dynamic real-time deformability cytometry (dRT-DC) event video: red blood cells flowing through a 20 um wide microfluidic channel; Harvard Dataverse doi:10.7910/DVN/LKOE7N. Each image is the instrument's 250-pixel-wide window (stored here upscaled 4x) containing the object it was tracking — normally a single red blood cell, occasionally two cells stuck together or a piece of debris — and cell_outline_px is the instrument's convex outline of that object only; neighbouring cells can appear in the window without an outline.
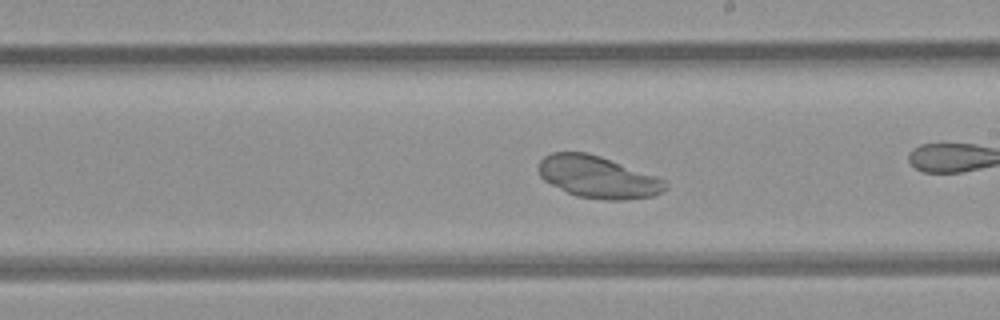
{"species": "common noctule bat (a hibernating species)", "species_latin": "Nyctalus noctula", "temperature_condition": "room temperature", "stored_images_in_passage": 41, "camera_frame_rate_fps": 3000, "um_per_image_px": 0.085, "animal": {"sex": "female", "body_mass_g": 21.9}, "frame": {"image": 1, "passage_image": 30, "time_ms": 9.667, "image_size_px": [1000, 320], "cell_outline_px": [[668, 188], [664, 192], [652, 196], [624, 200], [604, 200], [576, 196], [544, 180], [540, 176], [536, 168], [540, 160], [544, 156], [552, 152], [588, 152], [660, 176], [668, 184]], "centroid_in_image_um": [50.86, 15.04], "position_along_channel_um": 238.1, "area_um2": 31.44}}